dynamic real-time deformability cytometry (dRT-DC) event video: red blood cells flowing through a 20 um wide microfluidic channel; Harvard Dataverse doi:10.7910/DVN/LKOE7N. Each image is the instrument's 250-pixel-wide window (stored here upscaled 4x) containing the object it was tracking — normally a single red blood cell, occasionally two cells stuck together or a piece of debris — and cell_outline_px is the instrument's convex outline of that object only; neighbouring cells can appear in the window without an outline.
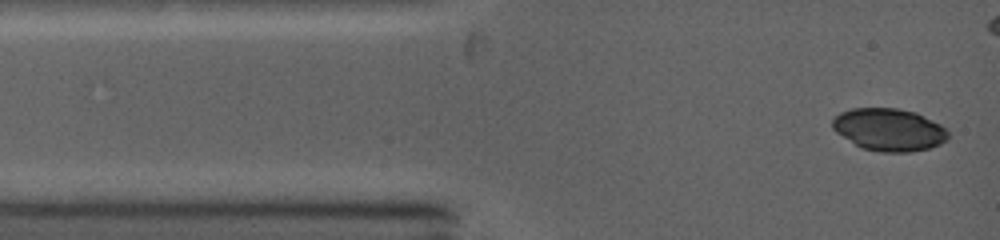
{"species": "common noctule bat (a hibernating species)", "species_latin": "Nyctalus noctula", "temperature_condition": "warm", "stored_images_in_passage": 25, "camera_frame_rate_fps": 5000, "um_per_image_px": 0.085, "animal": {"sex": "female", "body_mass_g": 19.0, "forearm_length_mm": 53.3}, "frame": {"image": 1, "passage_image": 1, "time_ms": 0.0, "image_size_px": [1000, 240], "cell_outline_px": [[948, 140], [940, 144], [928, 148], [912, 152], [880, 152], [860, 148], [836, 132], [832, 128], [832, 116], [840, 112], [852, 108], [896, 108], [916, 112], [940, 124], [948, 132]], "centroid_in_image_um": [75.54, 11.02], "position_along_channel_um": 9.5, "area_um2": 28.84}}
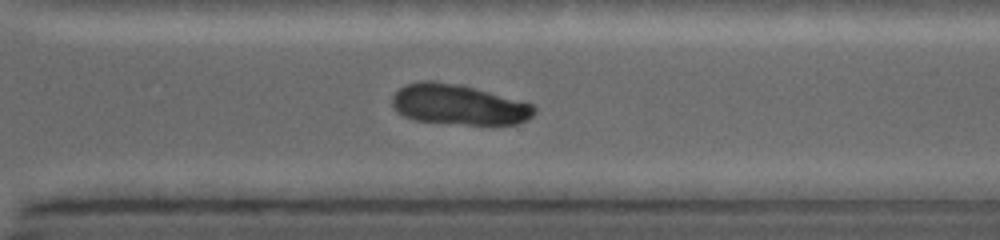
{"frame": {"image": 2, "passage_image": 21, "time_ms": 8.6, "image_size_px": [1000, 240], "cell_outline_px": [[536, 112], [528, 120], [516, 124], [464, 124], [416, 120], [404, 116], [392, 104], [392, 96], [400, 88], [408, 84], [424, 80], [428, 80], [460, 84], [532, 104], [536, 108]], "centroid_in_image_um": [39.0, 8.89], "position_along_channel_um": 331.6, "area_um2": 32.95}}
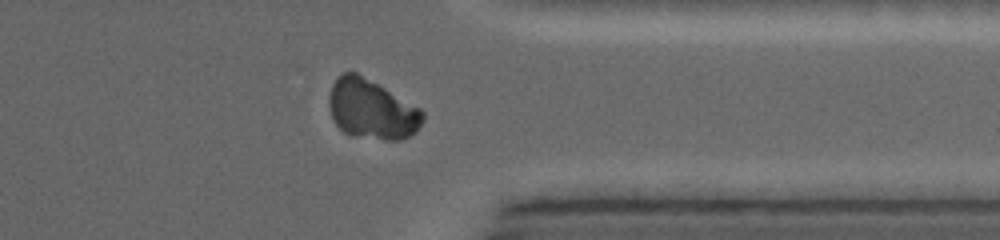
{"frame": {"image": 3, "passage_image": 24, "time_ms": 9.8, "image_size_px": [1000, 240], "cell_outline_px": [[424, 120], [416, 132], [400, 140], [384, 140], [352, 136], [344, 132], [332, 120], [328, 104], [328, 96], [332, 84], [344, 72], [356, 72], [420, 108], [424, 112]], "centroid_in_image_um": [31.58, 9.32], "position_along_channel_um": 379.8, "area_um2": 32.6}}